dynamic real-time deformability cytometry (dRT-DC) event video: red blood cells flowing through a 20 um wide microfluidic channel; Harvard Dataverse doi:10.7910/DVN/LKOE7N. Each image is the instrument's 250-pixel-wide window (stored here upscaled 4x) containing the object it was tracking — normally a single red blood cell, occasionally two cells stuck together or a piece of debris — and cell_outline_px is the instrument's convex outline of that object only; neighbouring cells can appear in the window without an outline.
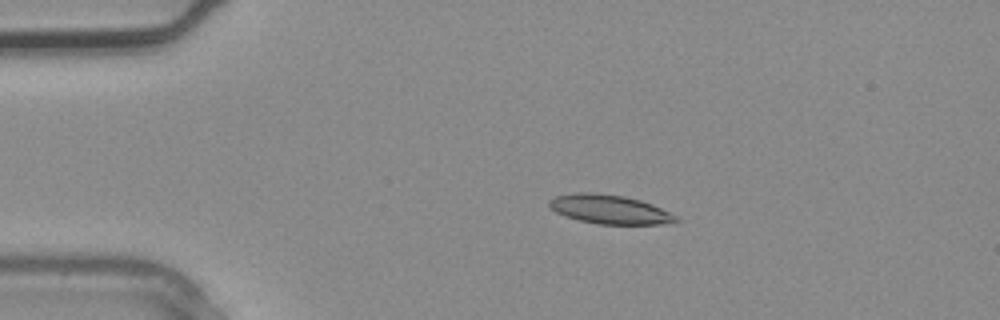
{"species": "common noctule bat (a hibernating species)", "species_latin": "Nyctalus noctula", "temperature_condition": "warm", "stored_images_in_passage": 2, "camera_frame_rate_fps": 3000, "um_per_image_px": 0.085, "animal": {"sex": "male", "body_mass_g": 20.4}, "frame": {"image": 1, "passage_image": 1, "time_ms": 0.0, "image_size_px": [1000, 320], "cell_outline_px": [[680, 220], [676, 224], [600, 224], [580, 220], [564, 216], [556, 212], [548, 204], [548, 200], [556, 196], [576, 192], [596, 192], [624, 196], [640, 200], [652, 204], [676, 216]], "centroid_in_image_um": [51.83, 17.79], "position_along_channel_um": 33.2, "area_um2": 21.5}}
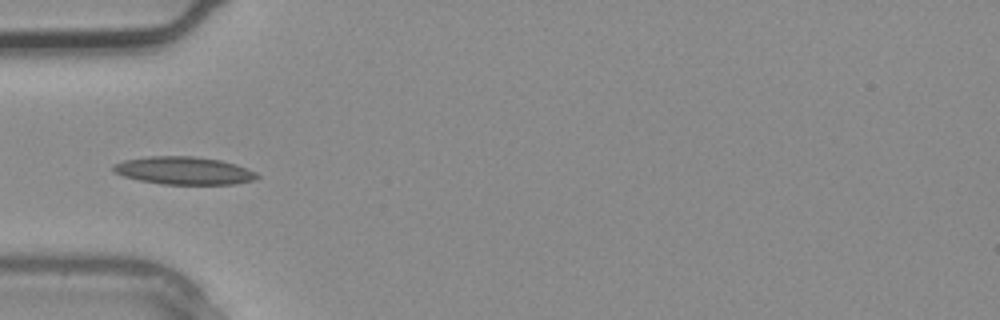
{"frame": {"image": 2, "passage_image": 2, "time_ms": 0.333, "image_size_px": [1000, 320], "cell_outline_px": [[260, 176], [256, 180], [236, 184], [160, 184], [140, 180], [124, 176], [116, 172], [112, 168], [112, 164], [124, 160], [144, 156], [192, 156], [220, 160], [236, 164], [256, 172]], "centroid_in_image_um": [15.64, 14.5], "position_along_channel_um": 69.4, "area_um2": 23.35}}